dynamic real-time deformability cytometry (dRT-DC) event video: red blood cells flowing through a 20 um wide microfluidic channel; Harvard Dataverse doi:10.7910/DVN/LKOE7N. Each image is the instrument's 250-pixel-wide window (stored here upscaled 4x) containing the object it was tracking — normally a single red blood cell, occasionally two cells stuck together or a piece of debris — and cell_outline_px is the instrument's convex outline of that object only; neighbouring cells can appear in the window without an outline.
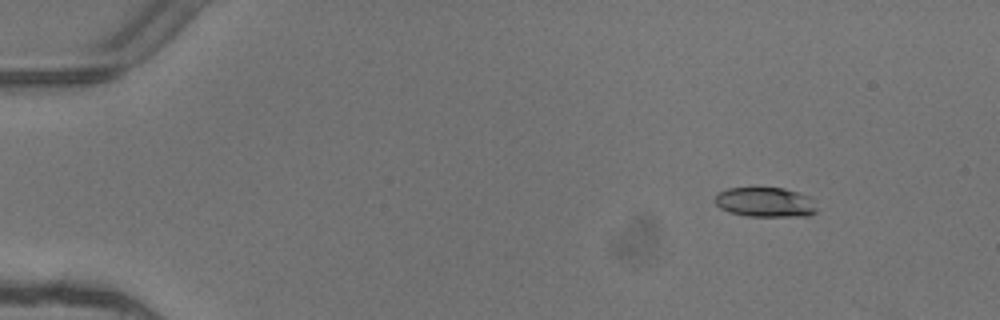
{"species": "common noctule bat (a hibernating species)", "species_latin": "Nyctalus noctula", "temperature_condition": "warm", "stored_images_in_passage": 3, "camera_frame_rate_fps": 3000, "um_per_image_px": 0.085, "animal": {"sex": "female"}, "frame": {"image": 1, "passage_image": 1, "time_ms": 0.0, "image_size_px": [1000, 320], "cell_outline_px": [[816, 212], [808, 216], [744, 216], [728, 212], [720, 208], [712, 200], [720, 192], [728, 188], [784, 188], [808, 196], [816, 208]], "centroid_in_image_um": [65.0, 17.2], "position_along_channel_um": 20.0, "area_um2": 17.57}}
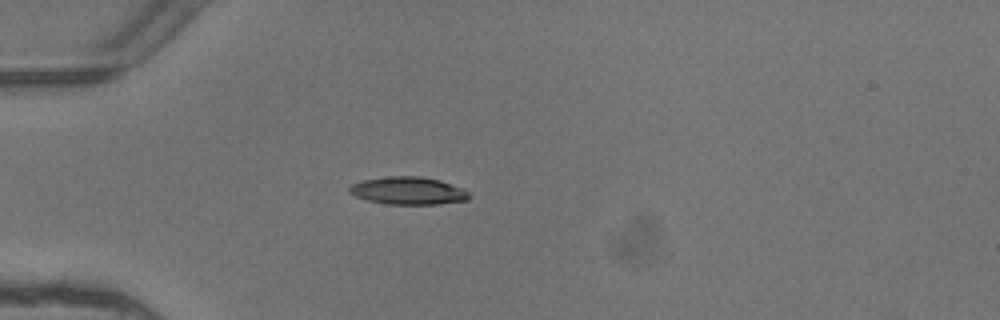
{"frame": {"image": 2, "passage_image": 3, "time_ms": 0.667, "image_size_px": [1000, 320], "cell_outline_px": [[472, 196], [468, 200], [436, 204], [388, 204], [368, 200], [356, 196], [348, 192], [348, 188], [352, 184], [364, 180], [388, 176], [420, 176], [440, 180], [464, 188]], "centroid_in_image_um": [34.73, 16.21], "position_along_channel_um": 50.3, "area_um2": 19.31}}